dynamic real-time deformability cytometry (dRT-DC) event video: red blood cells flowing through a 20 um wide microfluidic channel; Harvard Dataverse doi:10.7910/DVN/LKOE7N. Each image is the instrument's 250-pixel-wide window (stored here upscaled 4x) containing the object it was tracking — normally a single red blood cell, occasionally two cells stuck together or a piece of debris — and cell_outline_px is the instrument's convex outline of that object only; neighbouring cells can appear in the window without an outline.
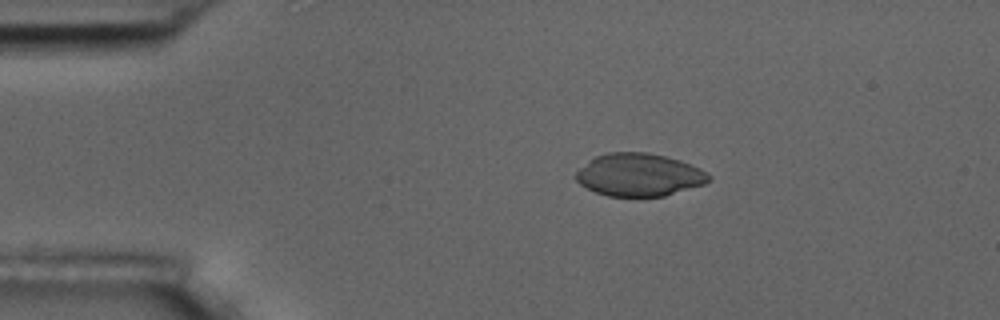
{"species": "common noctule bat (a hibernating species)", "species_latin": "Nyctalus noctula", "temperature_condition": "room temperature", "stored_images_in_passage": 6, "camera_frame_rate_fps": 3000, "um_per_image_px": 0.085, "animal": {"sex": "male", "body_mass_g": 17.5, "forearm_length_mm": 52.3}, "frame": {"image": 1, "passage_image": 2, "time_ms": 1.333, "image_size_px": [1000, 320], "cell_outline_px": [[712, 180], [704, 184], [664, 196], [608, 196], [596, 192], [580, 184], [576, 180], [576, 172], [588, 160], [596, 156], [608, 152], [648, 152], [680, 160], [700, 168], [712, 176]], "centroid_in_image_um": [54.34, 14.85], "position_along_channel_um": 30.7, "area_um2": 33.06}}